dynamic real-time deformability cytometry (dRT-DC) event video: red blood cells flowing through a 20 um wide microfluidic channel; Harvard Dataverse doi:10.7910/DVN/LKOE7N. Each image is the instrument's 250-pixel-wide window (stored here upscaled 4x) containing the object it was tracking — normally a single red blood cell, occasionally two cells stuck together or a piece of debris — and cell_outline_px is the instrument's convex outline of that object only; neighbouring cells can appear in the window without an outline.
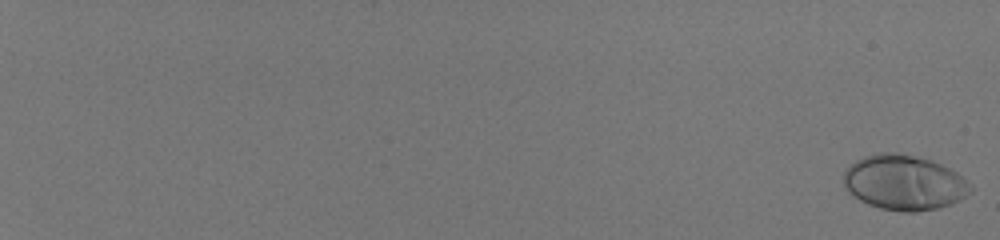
{"species": "human", "species_latin": "Homo sapiens", "temperature_condition": "room temperature", "stored_images_in_passage": 58, "camera_frame_rate_fps": 3000, "um_per_image_px": 0.085, "donor": {"sex": "male"}, "frame": {"image": 1, "passage_image": 1, "time_ms": 0.0, "image_size_px": [1000, 240], "cell_outline_px": [[972, 188], [960, 200], [936, 208], [916, 212], [904, 212], [880, 208], [868, 204], [852, 196], [844, 184], [844, 172], [856, 160], [864, 156], [880, 152], [896, 152], [932, 160], [956, 172]], "centroid_in_image_um": [76.81, 15.51], "position_along_channel_um": 8.2, "area_um2": 40.23}}
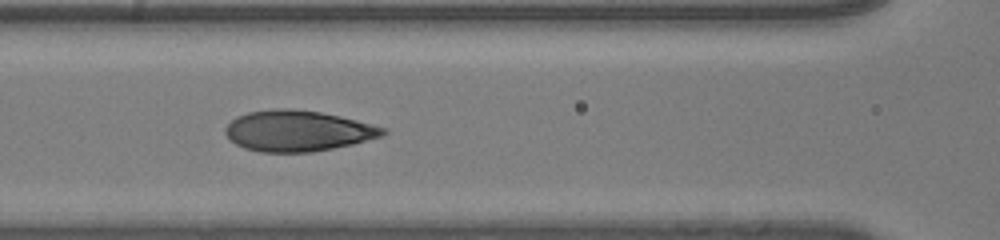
{"frame": {"image": 2, "passage_image": 33, "time_ms": 10.667, "image_size_px": [1000, 240], "cell_outline_px": [[388, 132], [384, 136], [352, 144], [312, 152], [260, 152], [244, 148], [236, 144], [224, 132], [224, 128], [236, 116], [248, 112], [272, 108], [292, 108], [320, 112], [340, 116], [388, 128]], "centroid_in_image_um": [25.32, 11.11], "position_along_channel_um": 141.3, "area_um2": 37.69}}
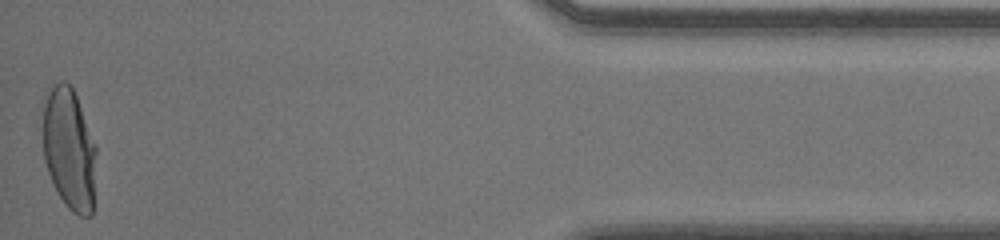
{"frame": {"image": 3, "passage_image": 58, "time_ms": 19.0, "image_size_px": [1000, 240], "cell_outline_px": [[96, 152], [92, 216], [80, 216], [72, 212], [64, 204], [52, 184], [44, 160], [44, 104], [52, 88], [60, 80], [64, 80], [72, 88], [76, 96], [96, 144]], "centroid_in_image_um": [5.9, 12.73], "position_along_channel_um": 429.3, "area_um2": 37.63}, "authors_computed_cell_mechanics": {"area_um2": 37.3677, "velocity_mm_per_s": 4.0717, "shape_relaxation_time_tau1_ms": 4.4688, "shape_relaxation_time_tau2_ms": null, "deformation_change_tau1": 0.2386, "deformation_change_tau2": null}}